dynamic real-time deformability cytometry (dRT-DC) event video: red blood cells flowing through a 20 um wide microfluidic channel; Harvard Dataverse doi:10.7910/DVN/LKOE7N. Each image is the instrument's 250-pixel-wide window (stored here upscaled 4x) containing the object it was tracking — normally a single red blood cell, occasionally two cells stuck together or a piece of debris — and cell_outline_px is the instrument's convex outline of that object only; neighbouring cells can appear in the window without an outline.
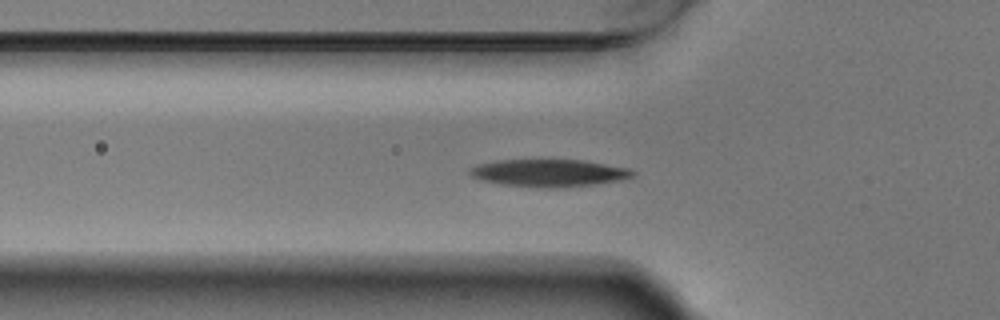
{"species": "Egyptian fruit bat (a non-hibernating species)", "species_latin": "Rousettus aegyptiacus", "temperature_condition": "warm", "stored_images_in_passage": 41, "camera_frame_rate_fps": 3000, "um_per_image_px": 0.085, "animal": {"sex": "male"}, "frame": {"image": 1, "passage_image": 4, "time_ms": 1.0, "image_size_px": [1000, 320], "cell_outline_px": [[636, 176], [620, 180], [592, 184], [552, 188], [544, 188], [500, 184], [480, 180], [472, 176], [468, 172], [468, 168], [476, 164], [496, 160], [584, 160], [632, 168], [636, 172]], "centroid_in_image_um": [46.66, 14.69], "position_along_channel_um": 79.1, "area_um2": 26.24}}
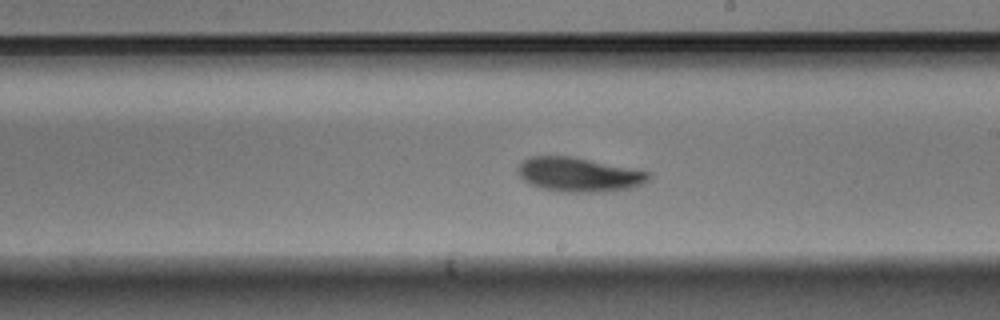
{"frame": {"image": 2, "passage_image": 17, "time_ms": 5.333, "image_size_px": [1000, 320], "cell_outline_px": [[652, 176], [648, 180], [632, 188], [604, 192], [572, 192], [540, 188], [524, 180], [516, 172], [516, 168], [524, 160], [532, 156], [572, 156], [652, 172]], "centroid_in_image_um": [49.23, 14.83], "position_along_channel_um": 239.8, "area_um2": 26.13}}
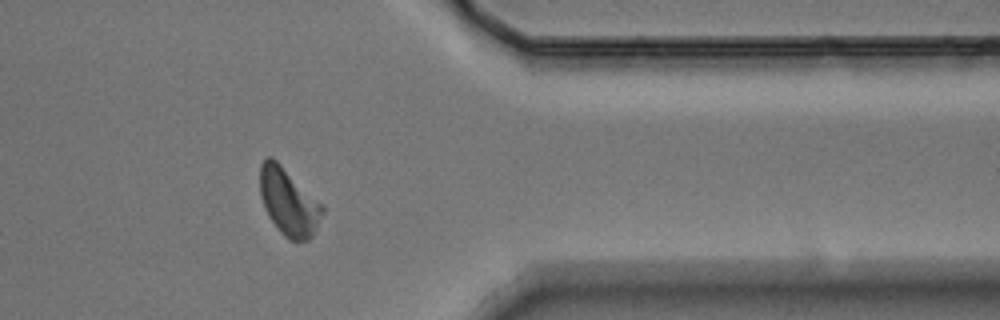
{"frame": {"image": 3, "passage_image": 30, "time_ms": 9.667, "image_size_px": [1000, 320], "cell_outline_px": [[324, 212], [312, 236], [308, 240], [288, 240], [280, 232], [268, 216], [264, 208], [260, 196], [260, 164], [268, 156], [272, 156], [324, 204]], "centroid_in_image_um": [24.54, 17.15], "position_along_channel_um": 386.9, "area_um2": 24.62}, "authors_computed_cell_mechanics": {"area_um2": 25.2586, "velocity_mm_per_s": 3.6898, "shape_relaxation_time_tau1_ms": 2.8044, "shape_relaxation_time_tau2_ms": null, "deformation_change_tau1": 0.1398, "deformation_change_tau2": null}}